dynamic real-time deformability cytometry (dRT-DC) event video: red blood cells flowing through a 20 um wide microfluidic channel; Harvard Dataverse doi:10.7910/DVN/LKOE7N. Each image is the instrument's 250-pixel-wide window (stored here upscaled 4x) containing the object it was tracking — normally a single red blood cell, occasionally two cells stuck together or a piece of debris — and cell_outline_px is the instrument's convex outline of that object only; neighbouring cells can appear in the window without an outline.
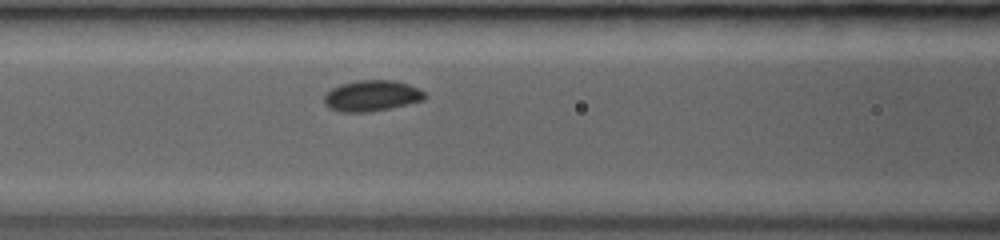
{"species": "common noctule bat (a hibernating species)", "species_latin": "Nyctalus noctula", "temperature_condition": "room temperature", "stored_images_in_passage": 6, "camera_frame_rate_fps": 3000, "um_per_image_px": 0.085, "animal": {"sex": "female", "body_mass_g": 19.0, "forearm_length_mm": 53.3}, "frame": {"image": 1, "passage_image": 6, "time_ms": 4.333, "image_size_px": [1000, 240], "cell_outline_px": [[428, 96], [424, 100], [388, 108], [368, 112], [340, 112], [328, 108], [324, 104], [324, 96], [332, 88], [340, 84], [356, 80], [392, 80], [408, 84], [424, 92]], "centroid_in_image_um": [31.56, 8.14], "position_along_channel_um": 135.0, "area_um2": 18.09}}